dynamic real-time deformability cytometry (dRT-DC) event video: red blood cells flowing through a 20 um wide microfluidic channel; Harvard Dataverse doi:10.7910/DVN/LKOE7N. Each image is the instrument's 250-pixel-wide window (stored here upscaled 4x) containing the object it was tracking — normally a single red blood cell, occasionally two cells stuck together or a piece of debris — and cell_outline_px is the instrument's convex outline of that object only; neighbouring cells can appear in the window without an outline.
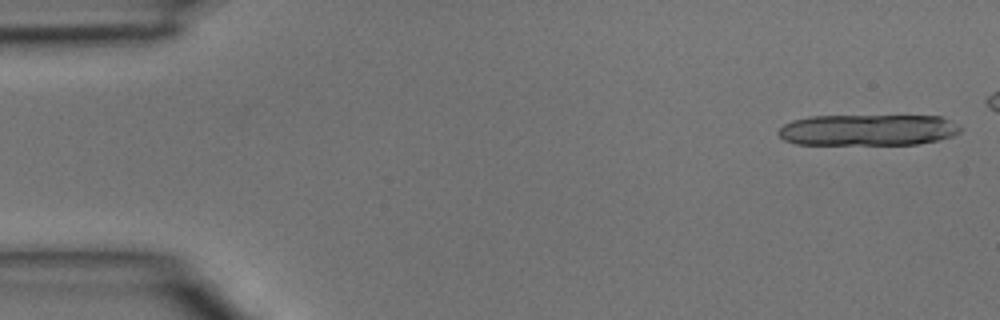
{"species": "common noctule bat (a hibernating species)", "species_latin": "Nyctalus noctula", "temperature_condition": "room temperature", "stored_images_in_passage": 5, "segment_of_instrument_passage": [1, 2], "camera_frame_rate_fps": 3000, "um_per_image_px": 0.085, "animal": {"sex": "male", "body_mass_g": 15.6}, "frame": {"image": 1, "passage_image": 1, "time_ms": 0.0, "image_size_px": [1000, 320], "cell_outline_px": [[964, 128], [960, 132], [952, 136], [936, 140], [916, 144], [796, 144], [784, 140], [776, 132], [784, 124], [792, 120], [808, 116], [940, 116], [960, 124]], "centroid_in_image_um": [73.78, 11.04], "position_along_channel_um": 11.2, "area_um2": 33.29}}